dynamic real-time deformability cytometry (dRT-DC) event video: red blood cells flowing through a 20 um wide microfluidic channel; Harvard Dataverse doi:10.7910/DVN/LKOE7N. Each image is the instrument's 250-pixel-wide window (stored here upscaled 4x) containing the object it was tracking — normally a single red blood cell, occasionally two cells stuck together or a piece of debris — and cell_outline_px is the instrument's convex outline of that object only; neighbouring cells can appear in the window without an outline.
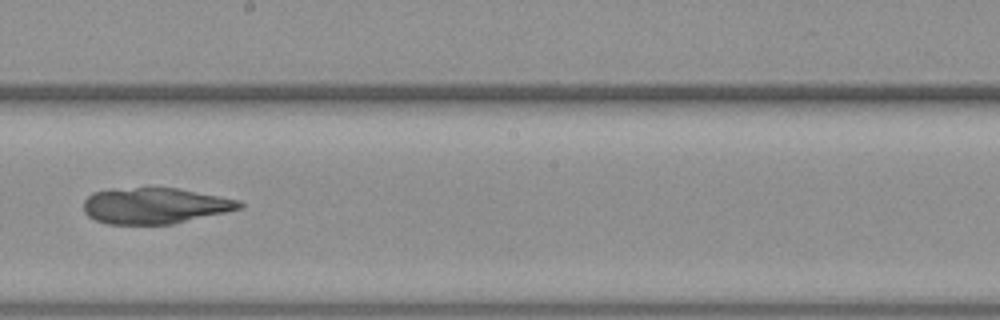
{"species": "common noctule bat (a hibernating species)", "species_latin": "Nyctalus noctula", "temperature_condition": "warm", "stored_images_in_passage": 55, "camera_frame_rate_fps": 3000, "um_per_image_px": 0.085, "animal": {"sex": "female", "body_mass_g": 19.3, "forearm_length_mm": 54.1}, "frame": {"image": 1, "passage_image": 31, "time_ms": 10.0, "image_size_px": [1000, 320], "cell_outline_px": [[244, 208], [172, 224], [108, 224], [96, 220], [88, 216], [84, 212], [84, 200], [92, 192], [136, 188], [180, 188], [240, 200], [244, 204]], "centroid_in_image_um": [13.21, 17.49], "position_along_channel_um": 235.0, "area_um2": 32.54}}